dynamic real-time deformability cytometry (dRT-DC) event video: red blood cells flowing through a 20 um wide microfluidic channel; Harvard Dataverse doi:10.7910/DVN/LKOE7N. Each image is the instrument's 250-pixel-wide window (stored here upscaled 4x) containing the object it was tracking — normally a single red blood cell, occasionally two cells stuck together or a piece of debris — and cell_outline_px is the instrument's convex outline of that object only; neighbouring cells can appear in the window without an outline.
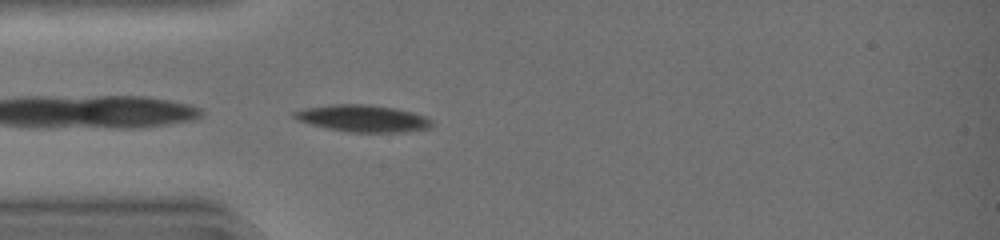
{"species": "common noctule bat (a hibernating species)", "species_latin": "Nyctalus noctula", "temperature_condition": "warm", "stored_images_in_passage": 25, "camera_frame_rate_fps": 3000, "um_per_image_px": 0.085, "animal": {"sex": "female", "body_mass_g": 19.0, "forearm_length_mm": 51.5}, "frame": {"image": 1, "passage_image": 1, "time_ms": 0.0, "image_size_px": [1000, 240], "cell_outline_px": [[432, 128], [400, 132], [352, 132], [328, 128], [296, 120], [292, 116], [292, 112], [304, 108], [332, 104], [368, 104], [396, 108], [412, 112], [424, 116], [432, 120]], "centroid_in_image_um": [30.84, 10.05], "position_along_channel_um": 54.2, "area_um2": 21.56}}